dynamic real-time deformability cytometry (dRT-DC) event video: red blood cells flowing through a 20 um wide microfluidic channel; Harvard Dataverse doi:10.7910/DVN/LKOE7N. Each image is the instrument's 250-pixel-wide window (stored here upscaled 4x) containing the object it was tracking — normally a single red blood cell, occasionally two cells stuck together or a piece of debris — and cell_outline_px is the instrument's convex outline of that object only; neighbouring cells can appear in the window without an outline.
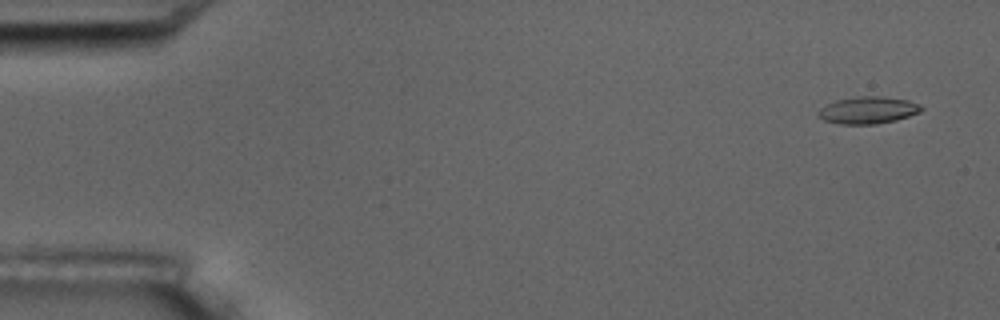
{"species": "common noctule bat (a hibernating species)", "species_latin": "Nyctalus noctula", "temperature_condition": "room temperature", "stored_images_in_passage": 6, "camera_frame_rate_fps": 3000, "um_per_image_px": 0.085, "animal": {"sex": "male", "body_mass_g": 17.5, "forearm_length_mm": 52.3}, "frame": {"image": 1, "passage_image": 1, "time_ms": 0.0, "image_size_px": [1000, 320], "cell_outline_px": [[924, 108], [920, 112], [896, 120], [876, 124], [840, 124], [824, 120], [816, 116], [816, 112], [820, 108], [836, 100], [856, 96], [880, 96], [908, 100], [920, 104]], "centroid_in_image_um": [73.76, 9.36], "position_along_channel_um": 11.2, "area_um2": 16.36}}
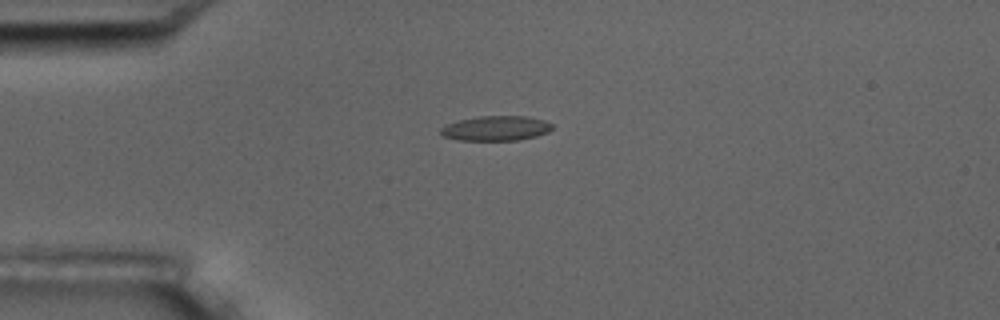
{"frame": {"image": 2, "passage_image": 4, "time_ms": 3.667, "image_size_px": [1000, 320], "cell_outline_px": [[552, 128], [548, 132], [536, 136], [520, 140], [460, 140], [444, 136], [440, 132], [440, 128], [448, 124], [460, 120], [480, 116], [528, 116], [544, 120], [552, 124]], "centroid_in_image_um": [42.19, 10.9], "position_along_channel_um": 42.8, "area_um2": 16.01}}